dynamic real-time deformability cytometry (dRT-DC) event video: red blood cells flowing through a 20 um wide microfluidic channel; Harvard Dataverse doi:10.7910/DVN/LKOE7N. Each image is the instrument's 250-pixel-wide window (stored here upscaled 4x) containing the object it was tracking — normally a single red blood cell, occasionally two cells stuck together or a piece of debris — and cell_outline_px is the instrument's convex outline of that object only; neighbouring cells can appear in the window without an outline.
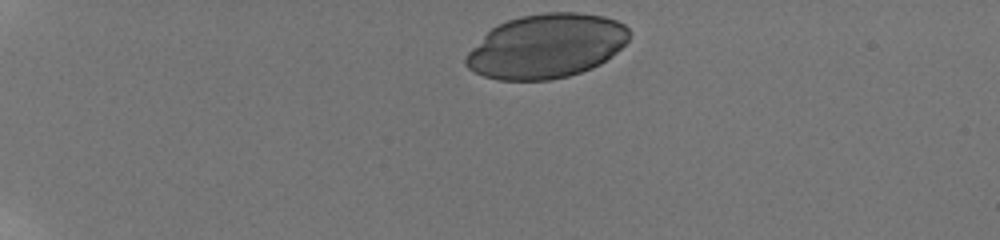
{"species": "human", "species_latin": "Homo sapiens", "temperature_condition": "room temperature", "stored_images_in_passage": 37, "camera_frame_rate_fps": 3000, "um_per_image_px": 0.085, "donor": {"sex": "male"}, "frame": {"image": 1, "passage_image": 1, "time_ms": 0.0, "image_size_px": [1000, 240], "cell_outline_px": [[628, 40], [612, 56], [600, 64], [592, 68], [568, 76], [548, 80], [500, 80], [484, 76], [468, 68], [464, 64], [464, 56], [496, 24], [520, 16], [544, 12], [576, 12], [604, 16], [616, 20], [624, 24], [628, 28]], "centroid_in_image_um": [46.43, 3.92], "position_along_channel_um": 38.6, "area_um2": 60.98}}